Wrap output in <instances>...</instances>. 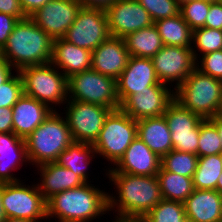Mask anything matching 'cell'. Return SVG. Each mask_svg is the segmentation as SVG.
<instances>
[{
	"label": "cell",
	"instance_id": "obj_18",
	"mask_svg": "<svg viewBox=\"0 0 222 222\" xmlns=\"http://www.w3.org/2000/svg\"><path fill=\"white\" fill-rule=\"evenodd\" d=\"M115 167V168H114ZM161 167V157L154 153L138 136L131 142L124 155L106 172L154 176Z\"/></svg>",
	"mask_w": 222,
	"mask_h": 222
},
{
	"label": "cell",
	"instance_id": "obj_4",
	"mask_svg": "<svg viewBox=\"0 0 222 222\" xmlns=\"http://www.w3.org/2000/svg\"><path fill=\"white\" fill-rule=\"evenodd\" d=\"M53 111L26 139L29 164L55 162L61 152L74 142L67 120Z\"/></svg>",
	"mask_w": 222,
	"mask_h": 222
},
{
	"label": "cell",
	"instance_id": "obj_36",
	"mask_svg": "<svg viewBox=\"0 0 222 222\" xmlns=\"http://www.w3.org/2000/svg\"><path fill=\"white\" fill-rule=\"evenodd\" d=\"M154 22L180 14L179 0H137Z\"/></svg>",
	"mask_w": 222,
	"mask_h": 222
},
{
	"label": "cell",
	"instance_id": "obj_10",
	"mask_svg": "<svg viewBox=\"0 0 222 222\" xmlns=\"http://www.w3.org/2000/svg\"><path fill=\"white\" fill-rule=\"evenodd\" d=\"M64 111L74 142L94 144L98 139L105 118L112 111L96 104L68 99ZM67 106V107H66ZM66 107V110H65Z\"/></svg>",
	"mask_w": 222,
	"mask_h": 222
},
{
	"label": "cell",
	"instance_id": "obj_39",
	"mask_svg": "<svg viewBox=\"0 0 222 222\" xmlns=\"http://www.w3.org/2000/svg\"><path fill=\"white\" fill-rule=\"evenodd\" d=\"M27 17H15L6 13L0 12V48L3 49L7 40L15 28L19 20Z\"/></svg>",
	"mask_w": 222,
	"mask_h": 222
},
{
	"label": "cell",
	"instance_id": "obj_24",
	"mask_svg": "<svg viewBox=\"0 0 222 222\" xmlns=\"http://www.w3.org/2000/svg\"><path fill=\"white\" fill-rule=\"evenodd\" d=\"M24 163L29 164L25 140L13 132L0 133V183L20 181L21 179L14 177L12 171L22 167Z\"/></svg>",
	"mask_w": 222,
	"mask_h": 222
},
{
	"label": "cell",
	"instance_id": "obj_28",
	"mask_svg": "<svg viewBox=\"0 0 222 222\" xmlns=\"http://www.w3.org/2000/svg\"><path fill=\"white\" fill-rule=\"evenodd\" d=\"M164 45L192 47L193 30L181 14L154 22Z\"/></svg>",
	"mask_w": 222,
	"mask_h": 222
},
{
	"label": "cell",
	"instance_id": "obj_1",
	"mask_svg": "<svg viewBox=\"0 0 222 222\" xmlns=\"http://www.w3.org/2000/svg\"><path fill=\"white\" fill-rule=\"evenodd\" d=\"M115 193L108 194L109 212H115L116 219L145 217L152 208L163 200L157 176L131 175L122 172H107ZM116 209V210H115ZM117 214V215H116Z\"/></svg>",
	"mask_w": 222,
	"mask_h": 222
},
{
	"label": "cell",
	"instance_id": "obj_23",
	"mask_svg": "<svg viewBox=\"0 0 222 222\" xmlns=\"http://www.w3.org/2000/svg\"><path fill=\"white\" fill-rule=\"evenodd\" d=\"M92 52L71 44L63 38L53 41L51 63L67 78L79 72L91 69Z\"/></svg>",
	"mask_w": 222,
	"mask_h": 222
},
{
	"label": "cell",
	"instance_id": "obj_40",
	"mask_svg": "<svg viewBox=\"0 0 222 222\" xmlns=\"http://www.w3.org/2000/svg\"><path fill=\"white\" fill-rule=\"evenodd\" d=\"M204 27L222 30V1L211 2Z\"/></svg>",
	"mask_w": 222,
	"mask_h": 222
},
{
	"label": "cell",
	"instance_id": "obj_8",
	"mask_svg": "<svg viewBox=\"0 0 222 222\" xmlns=\"http://www.w3.org/2000/svg\"><path fill=\"white\" fill-rule=\"evenodd\" d=\"M68 99L120 109L116 79L90 69L68 78Z\"/></svg>",
	"mask_w": 222,
	"mask_h": 222
},
{
	"label": "cell",
	"instance_id": "obj_29",
	"mask_svg": "<svg viewBox=\"0 0 222 222\" xmlns=\"http://www.w3.org/2000/svg\"><path fill=\"white\" fill-rule=\"evenodd\" d=\"M156 176L163 199L183 203L194 190L192 177L165 171L162 167Z\"/></svg>",
	"mask_w": 222,
	"mask_h": 222
},
{
	"label": "cell",
	"instance_id": "obj_5",
	"mask_svg": "<svg viewBox=\"0 0 222 222\" xmlns=\"http://www.w3.org/2000/svg\"><path fill=\"white\" fill-rule=\"evenodd\" d=\"M174 100L203 119L220 115L222 80L195 68L185 81L174 89Z\"/></svg>",
	"mask_w": 222,
	"mask_h": 222
},
{
	"label": "cell",
	"instance_id": "obj_51",
	"mask_svg": "<svg viewBox=\"0 0 222 222\" xmlns=\"http://www.w3.org/2000/svg\"><path fill=\"white\" fill-rule=\"evenodd\" d=\"M111 222H130L129 220H125V219H114Z\"/></svg>",
	"mask_w": 222,
	"mask_h": 222
},
{
	"label": "cell",
	"instance_id": "obj_45",
	"mask_svg": "<svg viewBox=\"0 0 222 222\" xmlns=\"http://www.w3.org/2000/svg\"><path fill=\"white\" fill-rule=\"evenodd\" d=\"M15 70L5 58H0V85L5 83L13 74Z\"/></svg>",
	"mask_w": 222,
	"mask_h": 222
},
{
	"label": "cell",
	"instance_id": "obj_21",
	"mask_svg": "<svg viewBox=\"0 0 222 222\" xmlns=\"http://www.w3.org/2000/svg\"><path fill=\"white\" fill-rule=\"evenodd\" d=\"M183 204L188 222L222 220V195L217 190L194 189Z\"/></svg>",
	"mask_w": 222,
	"mask_h": 222
},
{
	"label": "cell",
	"instance_id": "obj_50",
	"mask_svg": "<svg viewBox=\"0 0 222 222\" xmlns=\"http://www.w3.org/2000/svg\"><path fill=\"white\" fill-rule=\"evenodd\" d=\"M130 222H149L145 217L129 219Z\"/></svg>",
	"mask_w": 222,
	"mask_h": 222
},
{
	"label": "cell",
	"instance_id": "obj_46",
	"mask_svg": "<svg viewBox=\"0 0 222 222\" xmlns=\"http://www.w3.org/2000/svg\"><path fill=\"white\" fill-rule=\"evenodd\" d=\"M210 120L215 124L222 142V115H216L215 117L210 118Z\"/></svg>",
	"mask_w": 222,
	"mask_h": 222
},
{
	"label": "cell",
	"instance_id": "obj_48",
	"mask_svg": "<svg viewBox=\"0 0 222 222\" xmlns=\"http://www.w3.org/2000/svg\"><path fill=\"white\" fill-rule=\"evenodd\" d=\"M4 222H35V221L22 218H6Z\"/></svg>",
	"mask_w": 222,
	"mask_h": 222
},
{
	"label": "cell",
	"instance_id": "obj_13",
	"mask_svg": "<svg viewBox=\"0 0 222 222\" xmlns=\"http://www.w3.org/2000/svg\"><path fill=\"white\" fill-rule=\"evenodd\" d=\"M151 59L159 81L172 84V87L175 85L173 89L181 85L196 68L191 48L164 45Z\"/></svg>",
	"mask_w": 222,
	"mask_h": 222
},
{
	"label": "cell",
	"instance_id": "obj_42",
	"mask_svg": "<svg viewBox=\"0 0 222 222\" xmlns=\"http://www.w3.org/2000/svg\"><path fill=\"white\" fill-rule=\"evenodd\" d=\"M12 108H0V133L13 132Z\"/></svg>",
	"mask_w": 222,
	"mask_h": 222
},
{
	"label": "cell",
	"instance_id": "obj_44",
	"mask_svg": "<svg viewBox=\"0 0 222 222\" xmlns=\"http://www.w3.org/2000/svg\"><path fill=\"white\" fill-rule=\"evenodd\" d=\"M83 8L106 10L114 4L116 0H77Z\"/></svg>",
	"mask_w": 222,
	"mask_h": 222
},
{
	"label": "cell",
	"instance_id": "obj_7",
	"mask_svg": "<svg viewBox=\"0 0 222 222\" xmlns=\"http://www.w3.org/2000/svg\"><path fill=\"white\" fill-rule=\"evenodd\" d=\"M137 136V120L121 109L113 110L105 118L98 139L93 144L96 155L114 166Z\"/></svg>",
	"mask_w": 222,
	"mask_h": 222
},
{
	"label": "cell",
	"instance_id": "obj_35",
	"mask_svg": "<svg viewBox=\"0 0 222 222\" xmlns=\"http://www.w3.org/2000/svg\"><path fill=\"white\" fill-rule=\"evenodd\" d=\"M212 1L187 0L180 3V14L192 30L203 28Z\"/></svg>",
	"mask_w": 222,
	"mask_h": 222
},
{
	"label": "cell",
	"instance_id": "obj_6",
	"mask_svg": "<svg viewBox=\"0 0 222 222\" xmlns=\"http://www.w3.org/2000/svg\"><path fill=\"white\" fill-rule=\"evenodd\" d=\"M19 73L25 95L48 105L54 111H57L56 105L63 106L67 102L68 78L51 62L25 67Z\"/></svg>",
	"mask_w": 222,
	"mask_h": 222
},
{
	"label": "cell",
	"instance_id": "obj_26",
	"mask_svg": "<svg viewBox=\"0 0 222 222\" xmlns=\"http://www.w3.org/2000/svg\"><path fill=\"white\" fill-rule=\"evenodd\" d=\"M95 157L97 156L93 144L73 142L61 152L55 162L63 168L72 170L85 183H88L90 181L89 164Z\"/></svg>",
	"mask_w": 222,
	"mask_h": 222
},
{
	"label": "cell",
	"instance_id": "obj_25",
	"mask_svg": "<svg viewBox=\"0 0 222 222\" xmlns=\"http://www.w3.org/2000/svg\"><path fill=\"white\" fill-rule=\"evenodd\" d=\"M137 136L161 158L173 150L171 132L164 115L137 120Z\"/></svg>",
	"mask_w": 222,
	"mask_h": 222
},
{
	"label": "cell",
	"instance_id": "obj_32",
	"mask_svg": "<svg viewBox=\"0 0 222 222\" xmlns=\"http://www.w3.org/2000/svg\"><path fill=\"white\" fill-rule=\"evenodd\" d=\"M198 156L192 153L171 150L161 158V167L186 177H193L198 163Z\"/></svg>",
	"mask_w": 222,
	"mask_h": 222
},
{
	"label": "cell",
	"instance_id": "obj_37",
	"mask_svg": "<svg viewBox=\"0 0 222 222\" xmlns=\"http://www.w3.org/2000/svg\"><path fill=\"white\" fill-rule=\"evenodd\" d=\"M24 95L23 81L19 72L0 85V108H12L18 99Z\"/></svg>",
	"mask_w": 222,
	"mask_h": 222
},
{
	"label": "cell",
	"instance_id": "obj_3",
	"mask_svg": "<svg viewBox=\"0 0 222 222\" xmlns=\"http://www.w3.org/2000/svg\"><path fill=\"white\" fill-rule=\"evenodd\" d=\"M53 41L30 17H27L16 24L2 49V54L15 72H19L25 67L50 63Z\"/></svg>",
	"mask_w": 222,
	"mask_h": 222
},
{
	"label": "cell",
	"instance_id": "obj_38",
	"mask_svg": "<svg viewBox=\"0 0 222 222\" xmlns=\"http://www.w3.org/2000/svg\"><path fill=\"white\" fill-rule=\"evenodd\" d=\"M200 57L199 61H196V68L206 75L222 80V50L210 52Z\"/></svg>",
	"mask_w": 222,
	"mask_h": 222
},
{
	"label": "cell",
	"instance_id": "obj_9",
	"mask_svg": "<svg viewBox=\"0 0 222 222\" xmlns=\"http://www.w3.org/2000/svg\"><path fill=\"white\" fill-rule=\"evenodd\" d=\"M2 205L6 218L47 221V203L37 184L24 185L23 180L2 183Z\"/></svg>",
	"mask_w": 222,
	"mask_h": 222
},
{
	"label": "cell",
	"instance_id": "obj_2",
	"mask_svg": "<svg viewBox=\"0 0 222 222\" xmlns=\"http://www.w3.org/2000/svg\"><path fill=\"white\" fill-rule=\"evenodd\" d=\"M62 191L50 197L47 203V219L58 222H93L100 216L109 214L108 192L93 184Z\"/></svg>",
	"mask_w": 222,
	"mask_h": 222
},
{
	"label": "cell",
	"instance_id": "obj_43",
	"mask_svg": "<svg viewBox=\"0 0 222 222\" xmlns=\"http://www.w3.org/2000/svg\"><path fill=\"white\" fill-rule=\"evenodd\" d=\"M48 1L50 0H20V4L26 16L30 17Z\"/></svg>",
	"mask_w": 222,
	"mask_h": 222
},
{
	"label": "cell",
	"instance_id": "obj_34",
	"mask_svg": "<svg viewBox=\"0 0 222 222\" xmlns=\"http://www.w3.org/2000/svg\"><path fill=\"white\" fill-rule=\"evenodd\" d=\"M222 151V142L215 124L210 119H203L199 124L197 156H210Z\"/></svg>",
	"mask_w": 222,
	"mask_h": 222
},
{
	"label": "cell",
	"instance_id": "obj_14",
	"mask_svg": "<svg viewBox=\"0 0 222 222\" xmlns=\"http://www.w3.org/2000/svg\"><path fill=\"white\" fill-rule=\"evenodd\" d=\"M173 100L174 89L160 82L129 96L120 105V109L134 120L159 117Z\"/></svg>",
	"mask_w": 222,
	"mask_h": 222
},
{
	"label": "cell",
	"instance_id": "obj_33",
	"mask_svg": "<svg viewBox=\"0 0 222 222\" xmlns=\"http://www.w3.org/2000/svg\"><path fill=\"white\" fill-rule=\"evenodd\" d=\"M149 222H188L184 204L163 199L145 216Z\"/></svg>",
	"mask_w": 222,
	"mask_h": 222
},
{
	"label": "cell",
	"instance_id": "obj_12",
	"mask_svg": "<svg viewBox=\"0 0 222 222\" xmlns=\"http://www.w3.org/2000/svg\"><path fill=\"white\" fill-rule=\"evenodd\" d=\"M171 132L173 150L197 155L199 124L203 118L173 100L163 114Z\"/></svg>",
	"mask_w": 222,
	"mask_h": 222
},
{
	"label": "cell",
	"instance_id": "obj_11",
	"mask_svg": "<svg viewBox=\"0 0 222 222\" xmlns=\"http://www.w3.org/2000/svg\"><path fill=\"white\" fill-rule=\"evenodd\" d=\"M110 36L105 10L81 7L63 39L92 52Z\"/></svg>",
	"mask_w": 222,
	"mask_h": 222
},
{
	"label": "cell",
	"instance_id": "obj_17",
	"mask_svg": "<svg viewBox=\"0 0 222 222\" xmlns=\"http://www.w3.org/2000/svg\"><path fill=\"white\" fill-rule=\"evenodd\" d=\"M160 83L151 58L130 56L126 68L116 79L120 105L131 95Z\"/></svg>",
	"mask_w": 222,
	"mask_h": 222
},
{
	"label": "cell",
	"instance_id": "obj_49",
	"mask_svg": "<svg viewBox=\"0 0 222 222\" xmlns=\"http://www.w3.org/2000/svg\"><path fill=\"white\" fill-rule=\"evenodd\" d=\"M216 190L222 195V173L220 177L218 178Z\"/></svg>",
	"mask_w": 222,
	"mask_h": 222
},
{
	"label": "cell",
	"instance_id": "obj_41",
	"mask_svg": "<svg viewBox=\"0 0 222 222\" xmlns=\"http://www.w3.org/2000/svg\"><path fill=\"white\" fill-rule=\"evenodd\" d=\"M0 12L15 17H27L21 7L20 0H0Z\"/></svg>",
	"mask_w": 222,
	"mask_h": 222
},
{
	"label": "cell",
	"instance_id": "obj_52",
	"mask_svg": "<svg viewBox=\"0 0 222 222\" xmlns=\"http://www.w3.org/2000/svg\"><path fill=\"white\" fill-rule=\"evenodd\" d=\"M0 58H4L3 54H2V49L0 48Z\"/></svg>",
	"mask_w": 222,
	"mask_h": 222
},
{
	"label": "cell",
	"instance_id": "obj_31",
	"mask_svg": "<svg viewBox=\"0 0 222 222\" xmlns=\"http://www.w3.org/2000/svg\"><path fill=\"white\" fill-rule=\"evenodd\" d=\"M191 49L196 61L200 58V54L202 56L222 50V30L206 27L193 30Z\"/></svg>",
	"mask_w": 222,
	"mask_h": 222
},
{
	"label": "cell",
	"instance_id": "obj_47",
	"mask_svg": "<svg viewBox=\"0 0 222 222\" xmlns=\"http://www.w3.org/2000/svg\"><path fill=\"white\" fill-rule=\"evenodd\" d=\"M6 219L3 205H2V183H0V222H4Z\"/></svg>",
	"mask_w": 222,
	"mask_h": 222
},
{
	"label": "cell",
	"instance_id": "obj_27",
	"mask_svg": "<svg viewBox=\"0 0 222 222\" xmlns=\"http://www.w3.org/2000/svg\"><path fill=\"white\" fill-rule=\"evenodd\" d=\"M130 56L152 58L164 46L156 26L127 34L123 38Z\"/></svg>",
	"mask_w": 222,
	"mask_h": 222
},
{
	"label": "cell",
	"instance_id": "obj_20",
	"mask_svg": "<svg viewBox=\"0 0 222 222\" xmlns=\"http://www.w3.org/2000/svg\"><path fill=\"white\" fill-rule=\"evenodd\" d=\"M53 111L35 98L22 95L12 107L13 133L25 140Z\"/></svg>",
	"mask_w": 222,
	"mask_h": 222
},
{
	"label": "cell",
	"instance_id": "obj_22",
	"mask_svg": "<svg viewBox=\"0 0 222 222\" xmlns=\"http://www.w3.org/2000/svg\"><path fill=\"white\" fill-rule=\"evenodd\" d=\"M35 167L38 168L37 173L40 176L37 186L46 201L55 194L85 183L72 170L63 168L56 162H47Z\"/></svg>",
	"mask_w": 222,
	"mask_h": 222
},
{
	"label": "cell",
	"instance_id": "obj_19",
	"mask_svg": "<svg viewBox=\"0 0 222 222\" xmlns=\"http://www.w3.org/2000/svg\"><path fill=\"white\" fill-rule=\"evenodd\" d=\"M129 58L123 38L110 36L92 51L91 69L117 79L126 68Z\"/></svg>",
	"mask_w": 222,
	"mask_h": 222
},
{
	"label": "cell",
	"instance_id": "obj_53",
	"mask_svg": "<svg viewBox=\"0 0 222 222\" xmlns=\"http://www.w3.org/2000/svg\"><path fill=\"white\" fill-rule=\"evenodd\" d=\"M220 160L222 162V151L219 153Z\"/></svg>",
	"mask_w": 222,
	"mask_h": 222
},
{
	"label": "cell",
	"instance_id": "obj_30",
	"mask_svg": "<svg viewBox=\"0 0 222 222\" xmlns=\"http://www.w3.org/2000/svg\"><path fill=\"white\" fill-rule=\"evenodd\" d=\"M221 173L222 162L219 154L199 157L192 177L194 189L216 190Z\"/></svg>",
	"mask_w": 222,
	"mask_h": 222
},
{
	"label": "cell",
	"instance_id": "obj_16",
	"mask_svg": "<svg viewBox=\"0 0 222 222\" xmlns=\"http://www.w3.org/2000/svg\"><path fill=\"white\" fill-rule=\"evenodd\" d=\"M105 12L113 37L124 38L127 34L154 24L150 14L137 0H116Z\"/></svg>",
	"mask_w": 222,
	"mask_h": 222
},
{
	"label": "cell",
	"instance_id": "obj_15",
	"mask_svg": "<svg viewBox=\"0 0 222 222\" xmlns=\"http://www.w3.org/2000/svg\"><path fill=\"white\" fill-rule=\"evenodd\" d=\"M80 9L77 0H50L30 18L55 40L65 36Z\"/></svg>",
	"mask_w": 222,
	"mask_h": 222
}]
</instances>
